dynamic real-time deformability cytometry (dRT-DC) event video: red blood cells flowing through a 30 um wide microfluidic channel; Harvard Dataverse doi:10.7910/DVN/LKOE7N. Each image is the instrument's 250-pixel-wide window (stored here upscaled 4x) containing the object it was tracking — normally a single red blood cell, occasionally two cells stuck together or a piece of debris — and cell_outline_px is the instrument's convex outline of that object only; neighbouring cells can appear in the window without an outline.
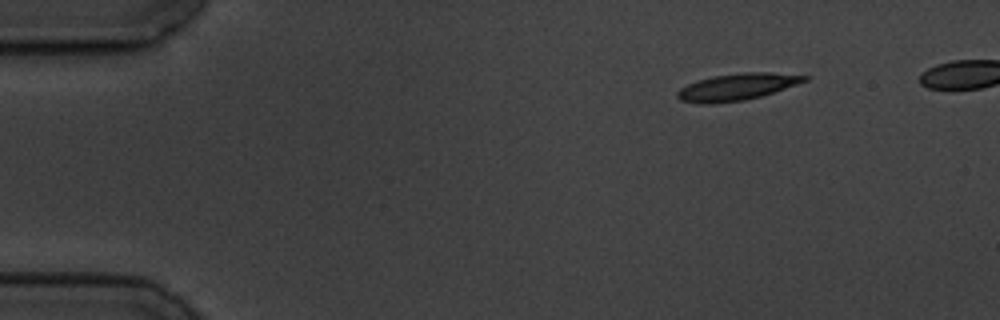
{"species": "common noctule bat (a hibernating species)", "species_latin": "Nyctalus noctula", "temperature_condition": "cold", "stored_images_in_passage": 47, "camera_frame_rate_fps": 3000, "um_per_image_px": 0.085, "animal": {"sex": "male", "body_mass_g": 19.5, "forearm_length_mm": 54.6}, "frame": {"image": 1, "passage_image": 1, "time_ms": 0.0, "image_size_px": [1000, 320], "cell_outline_px": [[808, 80], [760, 96], [744, 100], [712, 104], [696, 104], [680, 100], [676, 96], [676, 92], [680, 88], [688, 84], [712, 76], [744, 72], [772, 72], [808, 76]], "centroid_in_image_um": [62.59, 7.39], "position_along_channel_um": 22.4, "area_um2": 19.71}}
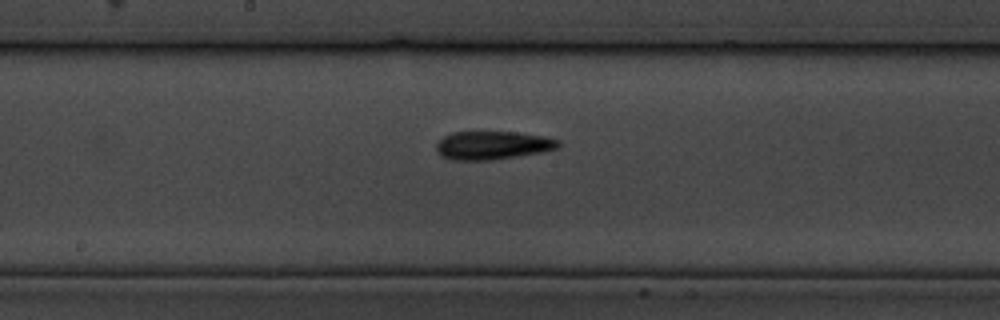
{"frame": {"image": 2, "passage_image": 24, "time_ms": 7.667, "image_size_px": [1000, 320], "cell_outline_px": [[560, 144], [556, 148], [540, 152], [492, 160], [448, 160], [440, 156], [436, 152], [436, 144], [444, 136], [452, 132], [516, 132], [544, 136], [560, 140]], "centroid_in_image_um": [41.82, 12.35], "position_along_channel_um": 206.4, "area_um2": 20.17}}
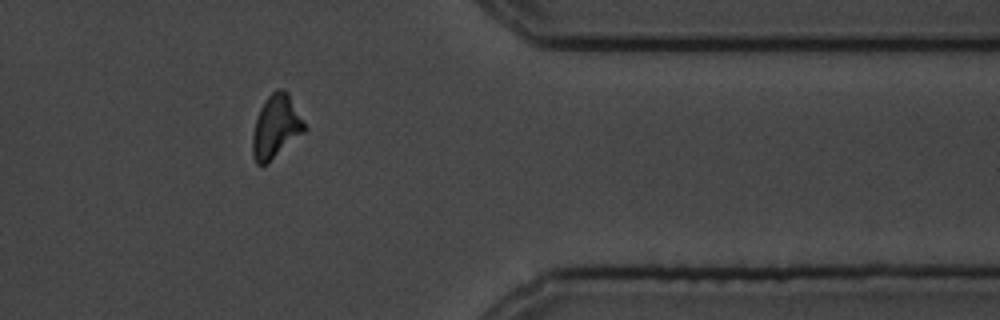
{"frame": {"image": 3, "passage_image": 41, "time_ms": 13.333, "image_size_px": [1000, 320], "cell_outline_px": [[308, 128], [304, 132], [264, 164], [256, 164], [252, 156], [252, 136], [256, 120], [260, 108], [268, 96], [276, 88], [280, 88], [288, 92]], "centroid_in_image_um": [23.46, 10.72], "position_along_channel_um": 387.9, "area_um2": 18.79}}